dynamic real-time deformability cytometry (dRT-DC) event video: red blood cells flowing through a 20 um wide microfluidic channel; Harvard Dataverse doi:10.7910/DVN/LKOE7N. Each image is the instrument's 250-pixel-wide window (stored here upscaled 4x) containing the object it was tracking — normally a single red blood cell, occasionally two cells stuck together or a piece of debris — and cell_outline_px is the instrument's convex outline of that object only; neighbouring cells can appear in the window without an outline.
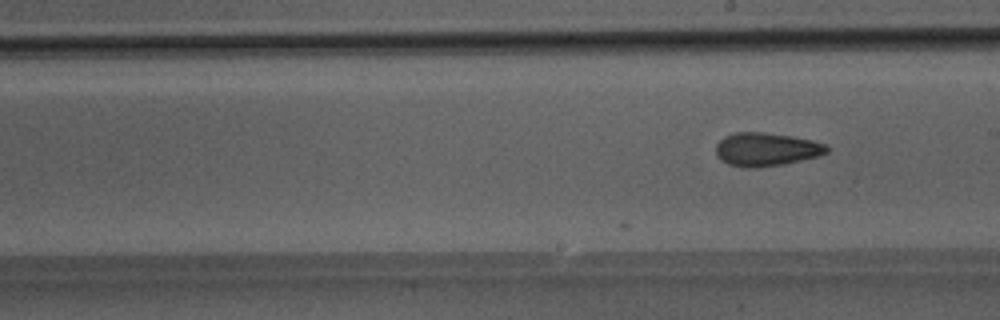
{"species": "Egyptian fruit bat (a non-hibernating species)", "species_latin": "Rousettus aegyptiacus", "temperature_condition": "room temperature", "stored_images_in_passage": 20, "camera_frame_rate_fps": 3000, "um_per_image_px": 0.085, "animal": {"sex": "male"}, "frame": {"image": 1, "passage_image": 20, "time_ms": 6.333, "image_size_px": [1000, 320], "cell_outline_px": [[828, 152], [820, 156], [784, 164], [756, 168], [744, 168], [728, 164], [720, 160], [716, 156], [716, 144], [724, 136], [736, 132], [764, 132], [792, 136], [812, 140], [824, 144], [828, 148]], "centroid_in_image_um": [65.11, 12.7], "position_along_channel_um": 223.9, "area_um2": 21.79}}